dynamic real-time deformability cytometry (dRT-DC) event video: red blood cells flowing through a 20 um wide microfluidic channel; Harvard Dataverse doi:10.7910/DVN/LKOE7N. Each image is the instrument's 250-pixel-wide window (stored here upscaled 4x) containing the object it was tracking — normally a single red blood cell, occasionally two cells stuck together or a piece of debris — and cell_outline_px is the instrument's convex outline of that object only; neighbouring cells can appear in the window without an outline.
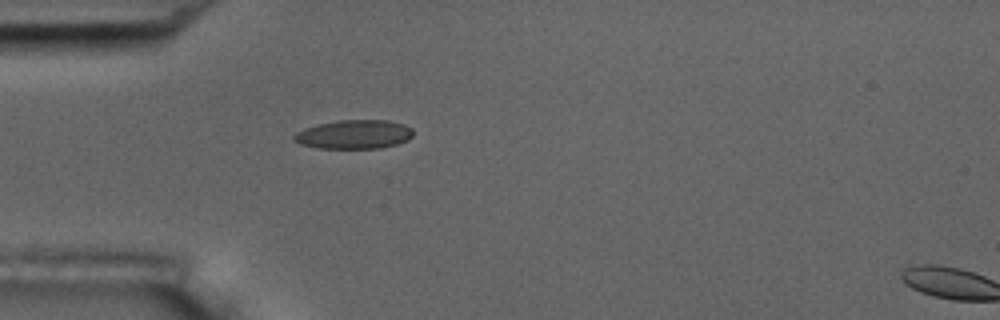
{"species": "common noctule bat (a hibernating species)", "species_latin": "Nyctalus noctula", "temperature_condition": "room temperature", "stored_images_in_passage": 2, "camera_frame_rate_fps": 3000, "um_per_image_px": 0.085, "animal": {"sex": "male", "body_mass_g": 17.5, "forearm_length_mm": 52.3}, "frame": {"image": 1, "passage_image": 1, "time_ms": 0.0, "image_size_px": [1000, 320], "cell_outline_px": [[412, 136], [408, 140], [396, 144], [380, 148], [320, 148], [300, 144], [292, 140], [292, 136], [296, 132], [304, 128], [320, 124], [340, 120], [388, 120], [404, 124], [412, 128]], "centroid_in_image_um": [30.09, 11.42], "position_along_channel_um": 54.9, "area_um2": 20.06}}